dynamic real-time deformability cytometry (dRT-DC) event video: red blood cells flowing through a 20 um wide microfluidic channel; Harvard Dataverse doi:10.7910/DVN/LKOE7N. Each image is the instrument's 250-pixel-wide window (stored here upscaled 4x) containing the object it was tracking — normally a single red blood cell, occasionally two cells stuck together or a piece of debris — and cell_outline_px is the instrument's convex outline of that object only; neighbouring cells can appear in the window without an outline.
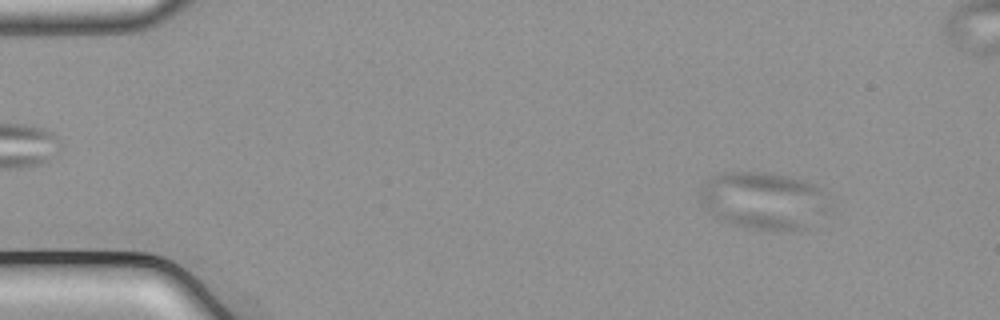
{"species": "common noctule bat (a hibernating species)", "species_latin": "Nyctalus noctula", "temperature_condition": "cold", "stored_images_in_passage": 52, "segment_of_instrument_passage": [1, 2], "camera_frame_rate_fps": 3000, "um_per_image_px": 0.085, "animal": {"sex": "male", "body_mass_g": 21.5, "forearm_length_mm": 52.0}, "frame": {"image": 1, "passage_image": 3, "time_ms": 0.667, "image_size_px": [1000, 320], "cell_outline_px": [[828, 192], [824, 212], [804, 228], [756, 228], [736, 224], [712, 216], [700, 204], [700, 192], [704, 184], [712, 176], [720, 172], [768, 172], [788, 176], [804, 180]], "centroid_in_image_um": [64.84, 16.98], "position_along_channel_um": 20.2, "area_um2": 42.19}}
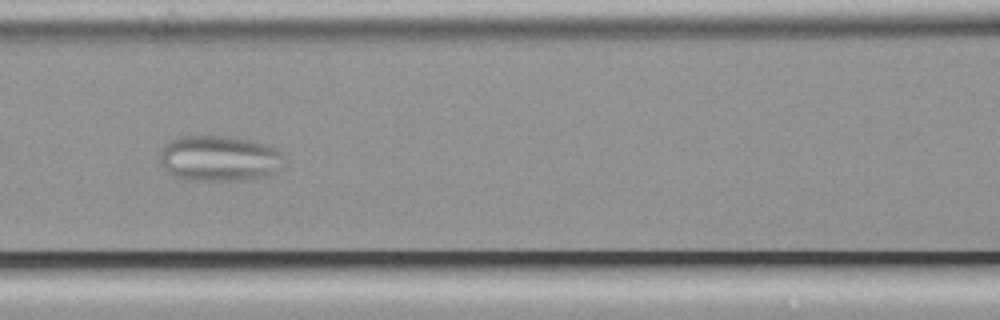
{"frame": {"image": 2, "passage_image": 21, "time_ms": 6.667, "image_size_px": [1000, 320], "cell_outline_px": [[284, 160], [272, 176], [244, 180], [196, 180], [176, 176], [168, 172], [160, 164], [160, 148], [164, 144], [180, 136], [228, 136], [252, 140], [268, 144], [280, 148]], "centroid_in_image_um": [18.68, 13.45], "position_along_channel_um": 147.9, "area_um2": 33.47}}
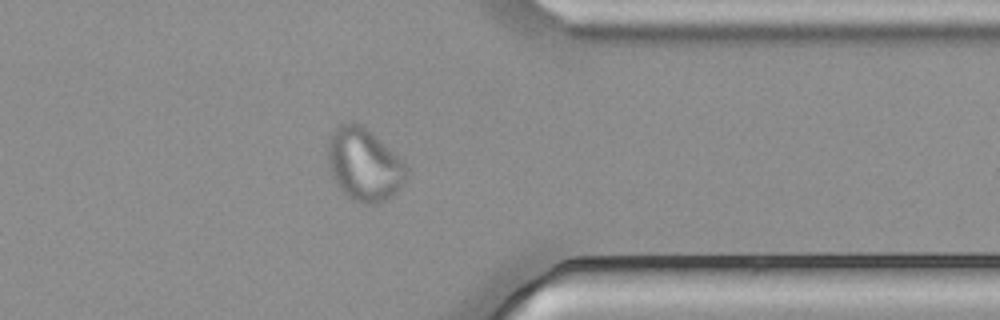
{"frame": {"image": 3, "passage_image": 40, "time_ms": 13.0, "image_size_px": [1000, 320], "cell_outline_px": [[408, 172], [400, 188], [392, 196], [376, 204], [360, 204], [352, 200], [336, 184], [332, 176], [328, 164], [328, 144], [336, 128], [340, 124], [360, 124], [408, 164]], "centroid_in_image_um": [30.97, 14.04], "position_along_channel_um": 380.4, "area_um2": 32.83}}